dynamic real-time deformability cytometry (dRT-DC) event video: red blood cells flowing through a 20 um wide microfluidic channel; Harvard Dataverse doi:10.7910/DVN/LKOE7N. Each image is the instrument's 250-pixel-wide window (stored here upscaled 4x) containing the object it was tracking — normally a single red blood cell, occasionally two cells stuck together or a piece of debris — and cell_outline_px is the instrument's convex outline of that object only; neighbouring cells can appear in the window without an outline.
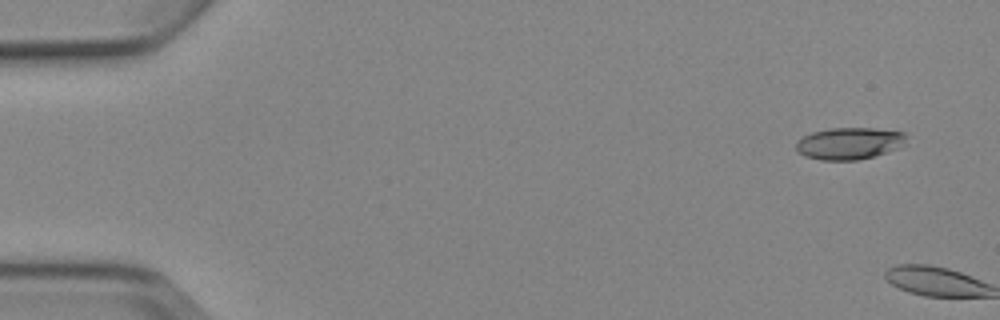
{"species": "Egyptian fruit bat (a non-hibernating species)", "species_latin": "Rousettus aegyptiacus", "temperature_condition": "cold", "stored_images_in_passage": 6, "camera_frame_rate_fps": 3000, "um_per_image_px": 0.085, "animal": {"sex": "female"}, "frame": {"image": 1, "passage_image": 1, "time_ms": 0.0, "image_size_px": [1000, 320], "cell_outline_px": [[908, 136], [900, 148], [872, 156], [856, 160], [820, 160], [804, 156], [796, 148], [796, 144], [804, 136], [812, 132], [828, 128], [872, 128], [904, 132]], "centroid_in_image_um": [72.21, 12.18], "position_along_channel_um": 12.8, "area_um2": 20.4}}
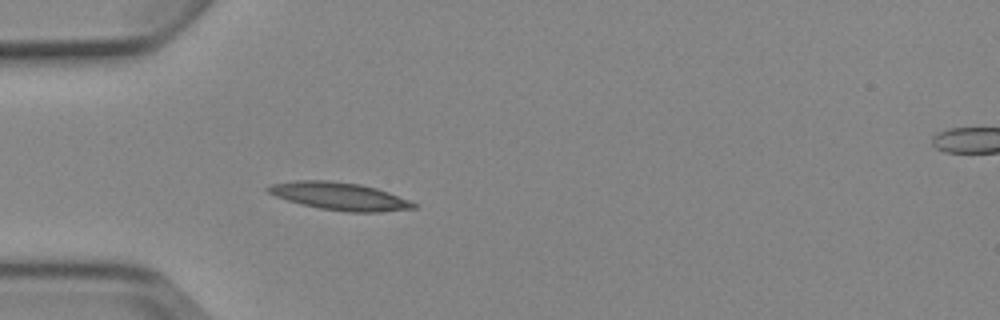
{"frame": {"image": 2, "passage_image": 5, "time_ms": 5.667, "image_size_px": [1000, 320], "cell_outline_px": [[416, 208], [380, 212], [348, 212], [320, 208], [300, 204], [276, 196], [268, 192], [264, 188], [272, 184], [296, 180], [328, 180], [360, 184], [376, 188], [388, 192], [408, 200], [416, 204]], "centroid_in_image_um": [28.84, 16.67], "position_along_channel_um": 56.2, "area_um2": 23.29}}